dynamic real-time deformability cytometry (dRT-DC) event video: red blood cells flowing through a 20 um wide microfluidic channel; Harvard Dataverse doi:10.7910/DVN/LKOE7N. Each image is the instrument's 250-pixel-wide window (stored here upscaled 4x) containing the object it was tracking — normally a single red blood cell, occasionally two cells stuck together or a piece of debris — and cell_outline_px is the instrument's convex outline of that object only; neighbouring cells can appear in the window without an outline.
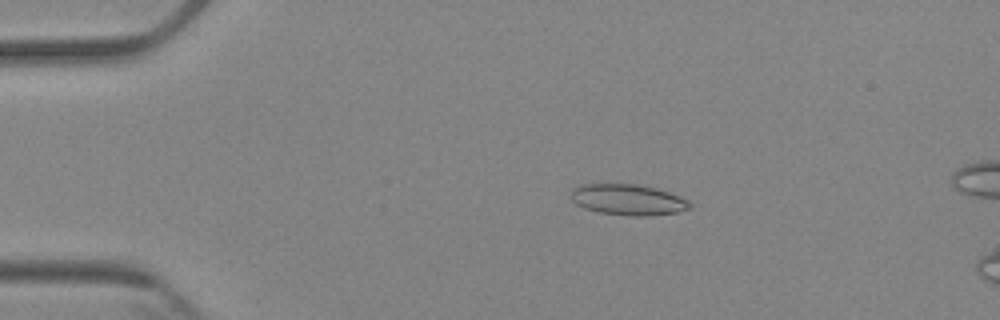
{"species": "Egyptian fruit bat (a non-hibernating species)", "species_latin": "Rousettus aegyptiacus", "temperature_condition": "cold", "stored_images_in_passage": 5, "camera_frame_rate_fps": 3000, "um_per_image_px": 0.085, "animal": {"sex": "female"}, "frame": {"image": 1, "passage_image": 3, "time_ms": 2.333, "image_size_px": [1000, 320], "cell_outline_px": [[692, 208], [680, 212], [648, 216], [632, 216], [600, 212], [584, 208], [576, 204], [572, 200], [572, 188], [580, 184], [636, 184], [656, 188], [680, 196], [688, 200], [692, 204]], "centroid_in_image_um": [53.41, 16.98], "position_along_channel_um": 31.6, "area_um2": 21.5}}